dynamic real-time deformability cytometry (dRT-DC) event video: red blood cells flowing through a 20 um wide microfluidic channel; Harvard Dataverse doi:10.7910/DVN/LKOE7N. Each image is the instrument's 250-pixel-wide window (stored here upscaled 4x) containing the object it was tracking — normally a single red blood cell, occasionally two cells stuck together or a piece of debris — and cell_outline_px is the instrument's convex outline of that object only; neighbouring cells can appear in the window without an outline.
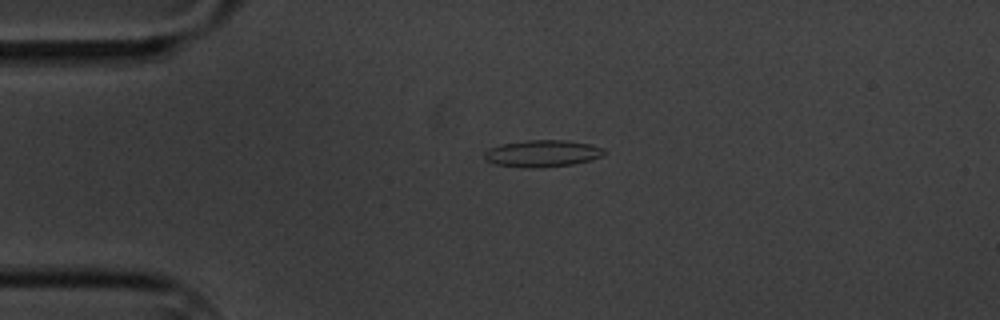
{"species": "common noctule bat (a hibernating species)", "species_latin": "Nyctalus noctula", "temperature_condition": "cold", "stored_images_in_passage": 4, "camera_frame_rate_fps": 3000, "um_per_image_px": 0.085, "animal": {"sex": "male", "body_mass_g": 20.1, "forearm_length_mm": 53.5}, "frame": {"image": 1, "passage_image": 4, "time_ms": 3.333, "image_size_px": [1000, 320], "cell_outline_px": [[608, 152], [592, 160], [572, 164], [540, 168], [524, 168], [496, 164], [484, 160], [484, 152], [488, 148], [500, 144], [528, 140], [564, 140], [592, 144], [604, 148]], "centroid_in_image_um": [46.1, 13.04], "position_along_channel_um": 38.9, "area_um2": 19.02}}